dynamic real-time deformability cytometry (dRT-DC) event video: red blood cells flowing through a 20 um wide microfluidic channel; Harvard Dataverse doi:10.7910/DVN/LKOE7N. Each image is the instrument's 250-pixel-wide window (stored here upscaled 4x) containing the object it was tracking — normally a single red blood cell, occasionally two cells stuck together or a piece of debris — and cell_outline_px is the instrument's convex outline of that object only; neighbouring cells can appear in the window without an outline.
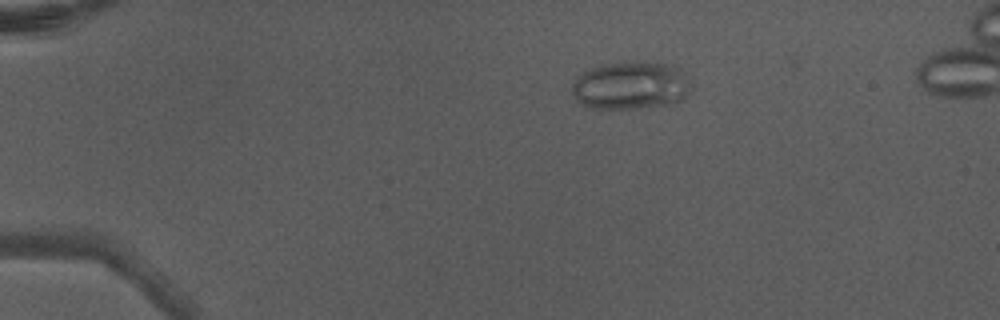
{"species": "Egyptian fruit bat (a non-hibernating species)", "species_latin": "Rousettus aegyptiacus", "temperature_condition": "warm", "stored_images_in_passage": 6, "camera_frame_rate_fps": 3000, "um_per_image_px": 0.085, "animal": {"sex": "male"}, "frame": {"image": 1, "passage_image": 3, "time_ms": 0.667, "image_size_px": [1000, 320], "cell_outline_px": [[688, 92], [680, 100], [660, 104], [636, 108], [588, 108], [580, 104], [572, 92], [572, 84], [588, 68], [600, 64], [668, 64], [680, 68]], "centroid_in_image_um": [53.48, 7.29], "position_along_channel_um": 31.5, "area_um2": 31.62}}